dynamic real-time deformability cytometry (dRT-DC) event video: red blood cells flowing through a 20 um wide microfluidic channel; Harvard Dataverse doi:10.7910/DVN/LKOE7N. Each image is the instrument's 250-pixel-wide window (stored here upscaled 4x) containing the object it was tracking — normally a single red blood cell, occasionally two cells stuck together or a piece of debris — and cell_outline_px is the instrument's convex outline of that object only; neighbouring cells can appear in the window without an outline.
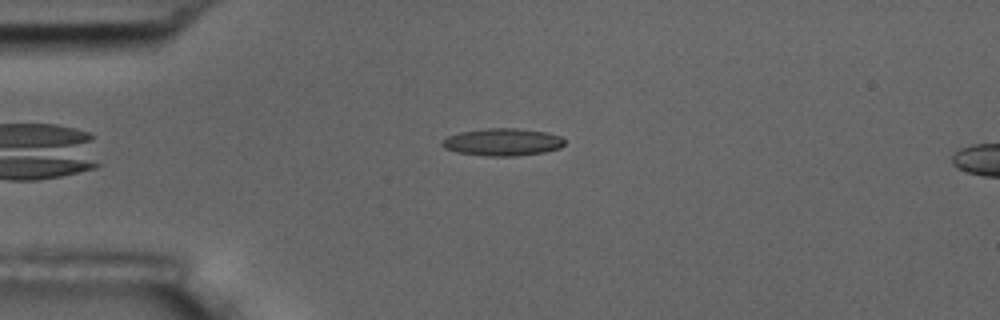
{"species": "common noctule bat (a hibernating species)", "species_latin": "Nyctalus noctula", "temperature_condition": "room temperature", "stored_images_in_passage": 6, "camera_frame_rate_fps": 3000, "um_per_image_px": 0.085, "animal": {"sex": "male", "body_mass_g": 17.5, "forearm_length_mm": 52.3}, "frame": {"image": 1, "passage_image": 2, "time_ms": 0.333, "image_size_px": [1000, 320], "cell_outline_px": [[564, 144], [560, 148], [544, 152], [516, 156], [488, 156], [456, 152], [444, 148], [440, 144], [448, 136], [460, 132], [484, 128], [516, 128], [544, 132], [560, 136], [564, 140]], "centroid_in_image_um": [42.7, 12.08], "position_along_channel_um": 42.3, "area_um2": 19.48}}